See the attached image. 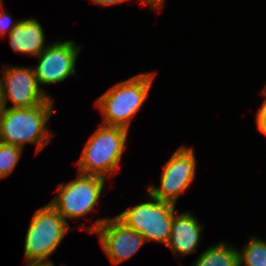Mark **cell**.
Instances as JSON below:
<instances>
[{
	"mask_svg": "<svg viewBox=\"0 0 266 266\" xmlns=\"http://www.w3.org/2000/svg\"><path fill=\"white\" fill-rule=\"evenodd\" d=\"M53 99L42 105L28 108L5 107L0 118V141L24 148L25 144H37L40 152L50 142L52 133L47 122L54 112Z\"/></svg>",
	"mask_w": 266,
	"mask_h": 266,
	"instance_id": "cell-1",
	"label": "cell"
},
{
	"mask_svg": "<svg viewBox=\"0 0 266 266\" xmlns=\"http://www.w3.org/2000/svg\"><path fill=\"white\" fill-rule=\"evenodd\" d=\"M155 73H140L121 81L96 100L103 123L129 130L133 116L142 107L152 87Z\"/></svg>",
	"mask_w": 266,
	"mask_h": 266,
	"instance_id": "cell-2",
	"label": "cell"
},
{
	"mask_svg": "<svg viewBox=\"0 0 266 266\" xmlns=\"http://www.w3.org/2000/svg\"><path fill=\"white\" fill-rule=\"evenodd\" d=\"M128 129L100 123L99 128L89 137L77 161L81 174L112 177L120 167L126 149Z\"/></svg>",
	"mask_w": 266,
	"mask_h": 266,
	"instance_id": "cell-3",
	"label": "cell"
},
{
	"mask_svg": "<svg viewBox=\"0 0 266 266\" xmlns=\"http://www.w3.org/2000/svg\"><path fill=\"white\" fill-rule=\"evenodd\" d=\"M67 222L50 203L35 211L25 235V262L49 259L70 230Z\"/></svg>",
	"mask_w": 266,
	"mask_h": 266,
	"instance_id": "cell-4",
	"label": "cell"
},
{
	"mask_svg": "<svg viewBox=\"0 0 266 266\" xmlns=\"http://www.w3.org/2000/svg\"><path fill=\"white\" fill-rule=\"evenodd\" d=\"M148 196L151 201L129 207L116 217L142 235L146 242L154 240L166 245L171 233L175 204L161 201L149 192Z\"/></svg>",
	"mask_w": 266,
	"mask_h": 266,
	"instance_id": "cell-5",
	"label": "cell"
},
{
	"mask_svg": "<svg viewBox=\"0 0 266 266\" xmlns=\"http://www.w3.org/2000/svg\"><path fill=\"white\" fill-rule=\"evenodd\" d=\"M68 184H59L58 193L49 203L66 219L86 216L99 203L106 179L81 174Z\"/></svg>",
	"mask_w": 266,
	"mask_h": 266,
	"instance_id": "cell-6",
	"label": "cell"
},
{
	"mask_svg": "<svg viewBox=\"0 0 266 266\" xmlns=\"http://www.w3.org/2000/svg\"><path fill=\"white\" fill-rule=\"evenodd\" d=\"M80 228L87 233L98 234L102 249L113 266L131 258L146 243L142 235L128 228L116 216L97 219L92 227Z\"/></svg>",
	"mask_w": 266,
	"mask_h": 266,
	"instance_id": "cell-7",
	"label": "cell"
},
{
	"mask_svg": "<svg viewBox=\"0 0 266 266\" xmlns=\"http://www.w3.org/2000/svg\"><path fill=\"white\" fill-rule=\"evenodd\" d=\"M194 152L192 147L180 146L164 165L160 186L149 185L148 192L161 201L176 205L180 195L195 179L197 163Z\"/></svg>",
	"mask_w": 266,
	"mask_h": 266,
	"instance_id": "cell-8",
	"label": "cell"
},
{
	"mask_svg": "<svg viewBox=\"0 0 266 266\" xmlns=\"http://www.w3.org/2000/svg\"><path fill=\"white\" fill-rule=\"evenodd\" d=\"M1 75L0 85L5 107L9 100L12 102L10 108H28L42 105L51 98L38 85L33 67L5 65Z\"/></svg>",
	"mask_w": 266,
	"mask_h": 266,
	"instance_id": "cell-9",
	"label": "cell"
},
{
	"mask_svg": "<svg viewBox=\"0 0 266 266\" xmlns=\"http://www.w3.org/2000/svg\"><path fill=\"white\" fill-rule=\"evenodd\" d=\"M82 46L74 40L50 44L38 57V66L33 67L40 86L63 82L70 75H76L75 64Z\"/></svg>",
	"mask_w": 266,
	"mask_h": 266,
	"instance_id": "cell-10",
	"label": "cell"
},
{
	"mask_svg": "<svg viewBox=\"0 0 266 266\" xmlns=\"http://www.w3.org/2000/svg\"><path fill=\"white\" fill-rule=\"evenodd\" d=\"M178 213V214H177ZM192 213L176 210L167 246L175 257L197 253L203 227Z\"/></svg>",
	"mask_w": 266,
	"mask_h": 266,
	"instance_id": "cell-11",
	"label": "cell"
},
{
	"mask_svg": "<svg viewBox=\"0 0 266 266\" xmlns=\"http://www.w3.org/2000/svg\"><path fill=\"white\" fill-rule=\"evenodd\" d=\"M15 53L38 56L49 44H45L44 29L37 19H22L8 35Z\"/></svg>",
	"mask_w": 266,
	"mask_h": 266,
	"instance_id": "cell-12",
	"label": "cell"
},
{
	"mask_svg": "<svg viewBox=\"0 0 266 266\" xmlns=\"http://www.w3.org/2000/svg\"><path fill=\"white\" fill-rule=\"evenodd\" d=\"M238 251L223 241L203 251L193 266H240Z\"/></svg>",
	"mask_w": 266,
	"mask_h": 266,
	"instance_id": "cell-13",
	"label": "cell"
},
{
	"mask_svg": "<svg viewBox=\"0 0 266 266\" xmlns=\"http://www.w3.org/2000/svg\"><path fill=\"white\" fill-rule=\"evenodd\" d=\"M250 241L239 253L240 266H266V241L250 236Z\"/></svg>",
	"mask_w": 266,
	"mask_h": 266,
	"instance_id": "cell-14",
	"label": "cell"
},
{
	"mask_svg": "<svg viewBox=\"0 0 266 266\" xmlns=\"http://www.w3.org/2000/svg\"><path fill=\"white\" fill-rule=\"evenodd\" d=\"M23 149L19 146L0 141V177L5 178L12 174L18 164Z\"/></svg>",
	"mask_w": 266,
	"mask_h": 266,
	"instance_id": "cell-15",
	"label": "cell"
},
{
	"mask_svg": "<svg viewBox=\"0 0 266 266\" xmlns=\"http://www.w3.org/2000/svg\"><path fill=\"white\" fill-rule=\"evenodd\" d=\"M0 9V38H2L6 32L9 35L19 21H14L11 19V14L5 13L3 2L0 3Z\"/></svg>",
	"mask_w": 266,
	"mask_h": 266,
	"instance_id": "cell-16",
	"label": "cell"
},
{
	"mask_svg": "<svg viewBox=\"0 0 266 266\" xmlns=\"http://www.w3.org/2000/svg\"><path fill=\"white\" fill-rule=\"evenodd\" d=\"M262 92L266 97V86ZM256 124L258 130L266 136V99L263 101L262 106H260V109L256 113Z\"/></svg>",
	"mask_w": 266,
	"mask_h": 266,
	"instance_id": "cell-17",
	"label": "cell"
},
{
	"mask_svg": "<svg viewBox=\"0 0 266 266\" xmlns=\"http://www.w3.org/2000/svg\"><path fill=\"white\" fill-rule=\"evenodd\" d=\"M25 266H55L50 259L32 260L25 263Z\"/></svg>",
	"mask_w": 266,
	"mask_h": 266,
	"instance_id": "cell-18",
	"label": "cell"
},
{
	"mask_svg": "<svg viewBox=\"0 0 266 266\" xmlns=\"http://www.w3.org/2000/svg\"><path fill=\"white\" fill-rule=\"evenodd\" d=\"M95 4H98L99 6H110V5H116L120 4L122 2L128 1V0H92Z\"/></svg>",
	"mask_w": 266,
	"mask_h": 266,
	"instance_id": "cell-19",
	"label": "cell"
},
{
	"mask_svg": "<svg viewBox=\"0 0 266 266\" xmlns=\"http://www.w3.org/2000/svg\"><path fill=\"white\" fill-rule=\"evenodd\" d=\"M164 0H148V5L154 10H159L162 8Z\"/></svg>",
	"mask_w": 266,
	"mask_h": 266,
	"instance_id": "cell-20",
	"label": "cell"
},
{
	"mask_svg": "<svg viewBox=\"0 0 266 266\" xmlns=\"http://www.w3.org/2000/svg\"><path fill=\"white\" fill-rule=\"evenodd\" d=\"M4 109H5V105H4L3 94H2L1 85H0V118L3 115Z\"/></svg>",
	"mask_w": 266,
	"mask_h": 266,
	"instance_id": "cell-21",
	"label": "cell"
},
{
	"mask_svg": "<svg viewBox=\"0 0 266 266\" xmlns=\"http://www.w3.org/2000/svg\"><path fill=\"white\" fill-rule=\"evenodd\" d=\"M140 2H143L144 4L146 3L148 5V0H138Z\"/></svg>",
	"mask_w": 266,
	"mask_h": 266,
	"instance_id": "cell-22",
	"label": "cell"
}]
</instances>
